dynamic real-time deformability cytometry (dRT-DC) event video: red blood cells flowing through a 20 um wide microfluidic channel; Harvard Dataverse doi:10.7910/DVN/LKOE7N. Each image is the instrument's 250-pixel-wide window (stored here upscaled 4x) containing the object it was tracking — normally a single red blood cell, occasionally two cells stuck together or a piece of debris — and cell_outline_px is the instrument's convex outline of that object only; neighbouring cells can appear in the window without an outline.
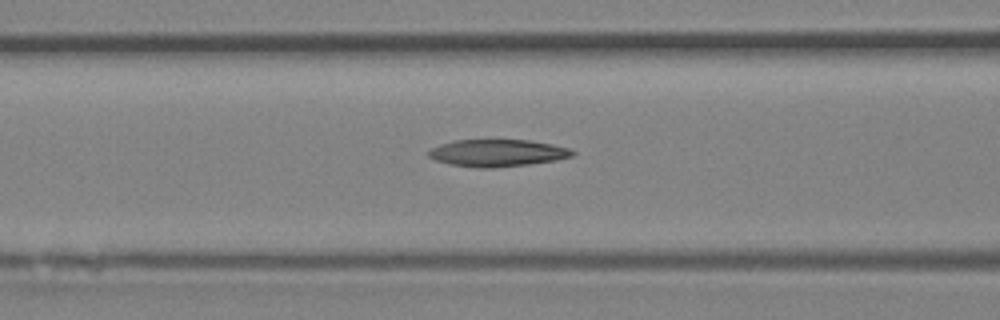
{"species": "Egyptian fruit bat (a non-hibernating species)", "species_latin": "Rousettus aegyptiacus", "temperature_condition": "room temperature", "stored_images_in_passage": 21, "camera_frame_rate_fps": 3000, "um_per_image_px": 0.085, "animal": {"sex": "female"}, "frame": {"image": 1, "passage_image": 5, "time_ms": 1.333, "image_size_px": [1000, 320], "cell_outline_px": [[576, 152], [572, 156], [556, 160], [528, 164], [492, 168], [480, 168], [448, 164], [436, 160], [428, 156], [428, 152], [432, 148], [440, 144], [452, 140], [528, 140], [552, 144], [568, 148]], "centroid_in_image_um": [42.26, 13.0], "position_along_channel_um": 124.3, "area_um2": 22.66}}
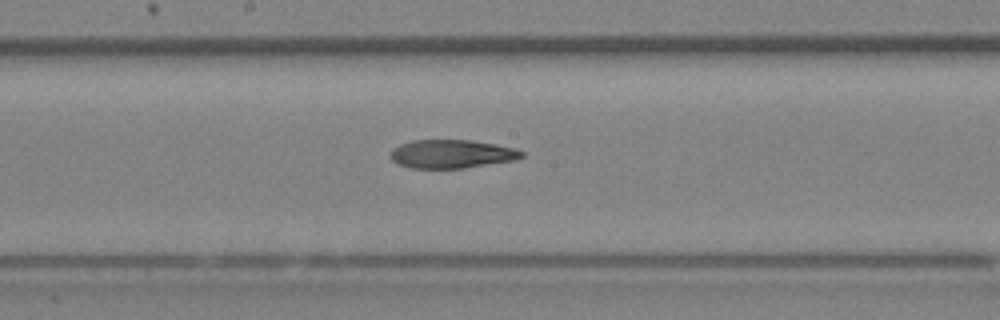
{"frame": {"image": 2, "passage_image": 10, "time_ms": 3.0, "image_size_px": [1000, 320], "cell_outline_px": [[524, 156], [516, 160], [464, 168], [412, 168], [396, 164], [388, 156], [392, 148], [400, 144], [412, 140], [472, 140], [496, 144], [512, 148], [524, 152]], "centroid_in_image_um": [38.35, 13.09], "position_along_channel_um": 209.8, "area_um2": 21.96}}
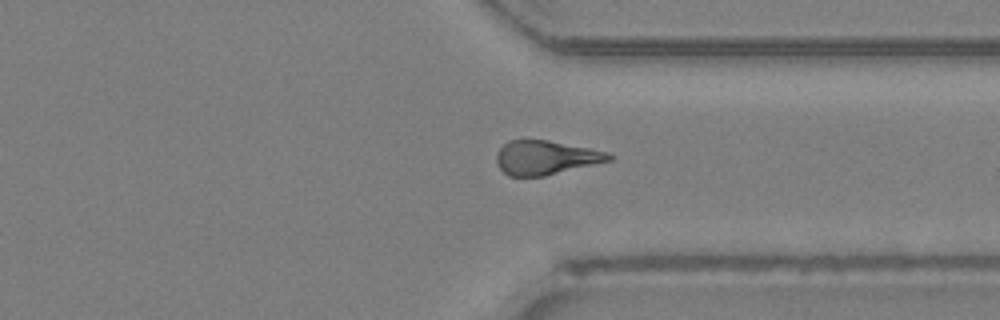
{"frame": {"image": 3, "passage_image": 19, "time_ms": 6.0, "image_size_px": [1000, 320], "cell_outline_px": [[612, 160], [544, 176], [508, 176], [496, 164], [496, 156], [500, 148], [508, 140], [548, 140], [588, 148], [604, 152], [612, 156]], "centroid_in_image_um": [46.33, 13.4], "position_along_channel_um": 365.1, "area_um2": 22.02}}